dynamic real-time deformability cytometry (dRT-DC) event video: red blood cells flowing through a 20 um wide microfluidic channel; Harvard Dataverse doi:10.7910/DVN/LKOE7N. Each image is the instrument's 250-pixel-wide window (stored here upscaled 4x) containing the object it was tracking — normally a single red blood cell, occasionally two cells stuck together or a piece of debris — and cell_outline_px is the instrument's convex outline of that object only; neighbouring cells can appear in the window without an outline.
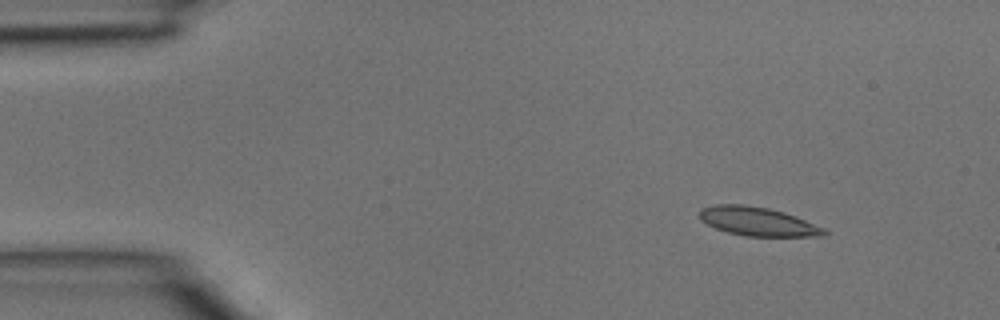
{"species": "common noctule bat (a hibernating species)", "species_latin": "Nyctalus noctula", "temperature_condition": "room temperature", "stored_images_in_passage": 5, "camera_frame_rate_fps": 3000, "um_per_image_px": 0.085, "animal": {"sex": "male", "body_mass_g": 15.6}, "frame": {"image": 1, "passage_image": 1, "time_ms": 0.0, "image_size_px": [1000, 320], "cell_outline_px": [[828, 232], [824, 236], [744, 236], [728, 232], [716, 228], [700, 220], [700, 212], [704, 208], [716, 204], [744, 204], [768, 208], [784, 212], [796, 216], [824, 228]], "centroid_in_image_um": [64.43, 18.82], "position_along_channel_um": 20.6, "area_um2": 20.75}}
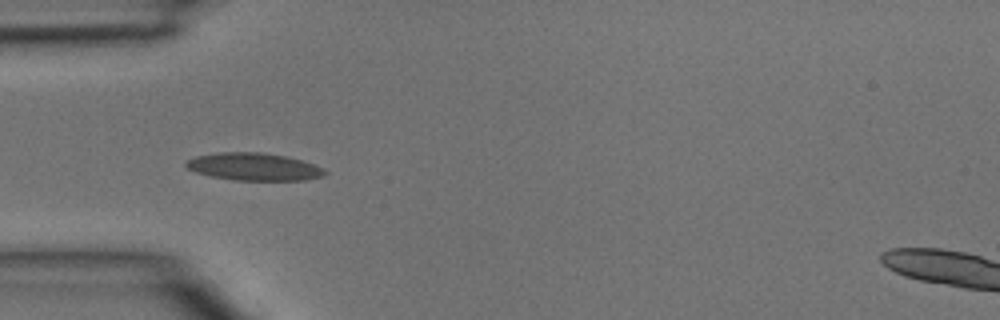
{"frame": {"image": 2, "passage_image": 3, "time_ms": 0.667, "image_size_px": [1000, 320], "cell_outline_px": [[328, 172], [324, 176], [304, 180], [236, 180], [212, 176], [196, 172], [188, 168], [184, 164], [188, 160], [196, 156], [216, 152], [260, 152], [288, 156], [324, 168]], "centroid_in_image_um": [21.6, 14.16], "position_along_channel_um": 63.4, "area_um2": 22.2}}
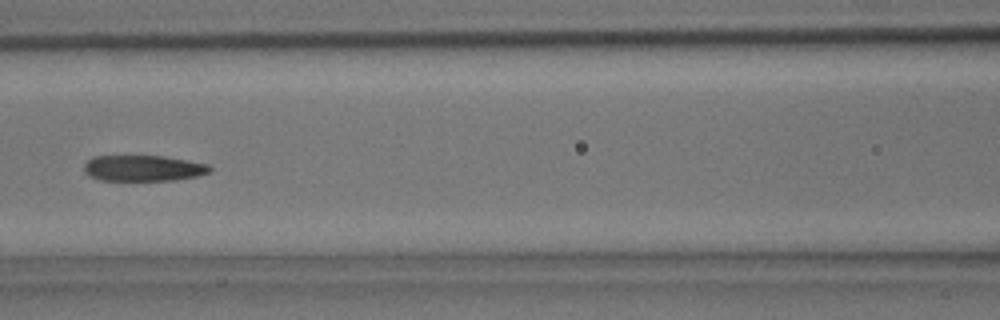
{"frame": {"image": 3, "passage_image": 5, "time_ms": 1.333, "image_size_px": [1000, 320], "cell_outline_px": [[212, 168], [208, 172], [196, 176], [176, 180], [100, 180], [88, 176], [84, 172], [84, 164], [92, 156], [164, 156], [188, 160], [208, 164]], "centroid_in_image_um": [12.15, 14.29], "position_along_channel_um": 154.5, "area_um2": 19.02}}